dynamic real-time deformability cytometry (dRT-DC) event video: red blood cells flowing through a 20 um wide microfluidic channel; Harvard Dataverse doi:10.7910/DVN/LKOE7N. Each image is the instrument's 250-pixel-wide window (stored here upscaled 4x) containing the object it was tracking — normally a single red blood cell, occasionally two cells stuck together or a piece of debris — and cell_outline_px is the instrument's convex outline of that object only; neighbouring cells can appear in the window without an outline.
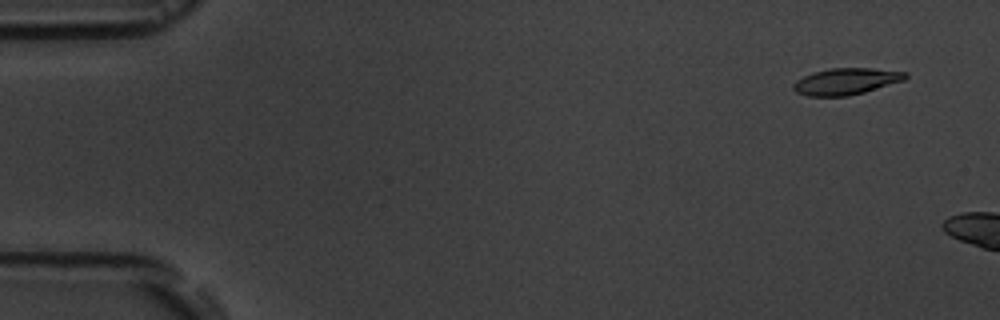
{"species": "common noctule bat (a hibernating species)", "species_latin": "Nyctalus noctula", "temperature_condition": "room temperature", "stored_images_in_passage": 4, "camera_frame_rate_fps": 3000, "um_per_image_px": 0.085, "animal": {"sex": "male", "body_mass_g": 19.5, "forearm_length_mm": 54.6}, "frame": {"image": 1, "passage_image": 2, "time_ms": 1.0, "image_size_px": [1000, 320], "cell_outline_px": [[908, 76], [904, 80], [864, 92], [848, 96], [808, 96], [796, 92], [792, 88], [792, 84], [796, 80], [812, 72], [828, 68], [872, 68], [908, 72]], "centroid_in_image_um": [71.9, 6.91], "position_along_channel_um": 13.1, "area_um2": 17.4}}